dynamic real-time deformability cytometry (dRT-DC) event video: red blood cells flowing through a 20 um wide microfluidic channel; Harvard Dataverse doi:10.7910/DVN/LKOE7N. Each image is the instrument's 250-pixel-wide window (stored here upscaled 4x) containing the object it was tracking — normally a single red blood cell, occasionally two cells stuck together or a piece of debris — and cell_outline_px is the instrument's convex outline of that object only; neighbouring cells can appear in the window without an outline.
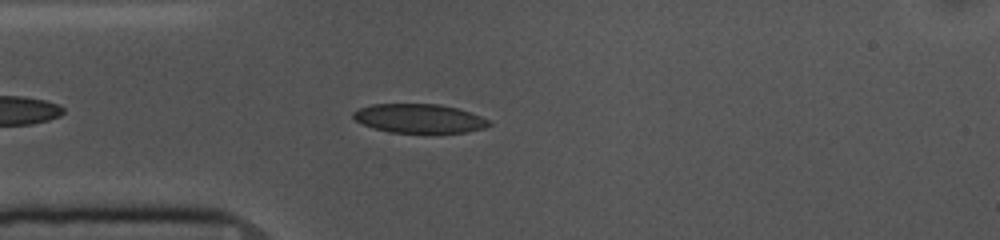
{"species": "common noctule bat (a hibernating species)", "species_latin": "Nyctalus noctula", "temperature_condition": "cold", "stored_images_in_passage": 20, "camera_frame_rate_fps": 3000, "um_per_image_px": 0.085, "animal": {"sex": "female", "body_mass_g": 10.0, "forearm_length_mm": 53.1}, "frame": {"image": 1, "passage_image": 6, "time_ms": 1.667, "image_size_px": [1000, 240], "cell_outline_px": [[492, 124], [484, 128], [468, 132], [388, 132], [372, 128], [356, 120], [352, 116], [352, 112], [360, 108], [372, 104], [440, 104], [460, 108], [480, 116], [488, 120]], "centroid_in_image_um": [35.64, 10.06], "position_along_channel_um": 49.4, "area_um2": 22.89}}
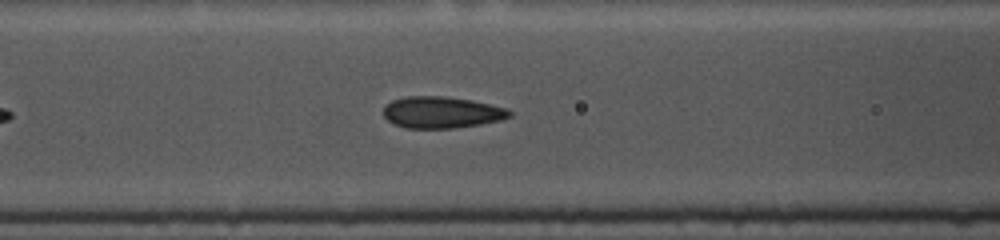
{"frame": {"image": 2, "passage_image": 13, "time_ms": 4.0, "image_size_px": [1000, 240], "cell_outline_px": [[512, 116], [500, 120], [480, 124], [452, 128], [408, 128], [396, 124], [388, 120], [384, 116], [384, 108], [392, 100], [408, 96], [444, 96], [472, 100], [508, 108], [512, 112]], "centroid_in_image_um": [37.58, 9.54], "position_along_channel_um": 129.0, "area_um2": 23.06}}
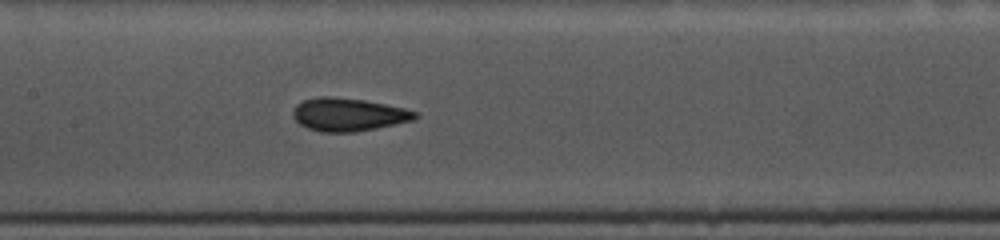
{"frame": {"image": 3, "passage_image": 17, "time_ms": 5.333, "image_size_px": [1000, 240], "cell_outline_px": [[420, 116], [416, 120], [356, 132], [320, 132], [308, 128], [300, 124], [292, 116], [292, 112], [296, 104], [304, 100], [320, 96], [332, 96], [364, 100], [404, 108], [416, 112]], "centroid_in_image_um": [29.62, 9.74], "position_along_channel_um": 177.8, "area_um2": 23.64}}